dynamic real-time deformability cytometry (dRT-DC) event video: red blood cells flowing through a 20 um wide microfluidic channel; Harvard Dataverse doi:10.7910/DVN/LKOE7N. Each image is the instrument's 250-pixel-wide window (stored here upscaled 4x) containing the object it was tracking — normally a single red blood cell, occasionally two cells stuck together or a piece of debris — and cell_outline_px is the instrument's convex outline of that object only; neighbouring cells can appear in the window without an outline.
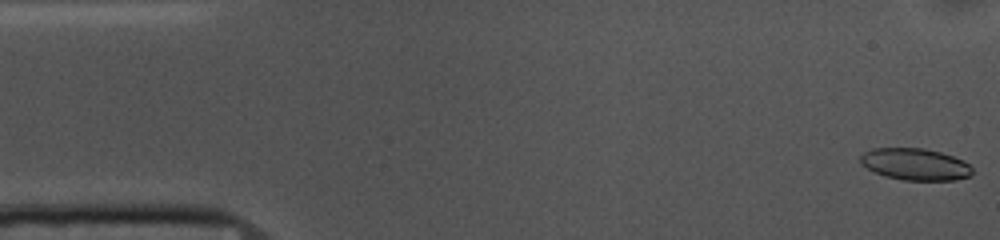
{"species": "common noctule bat (a hibernating species)", "species_latin": "Nyctalus noctula", "temperature_condition": "cold", "stored_images_in_passage": 53, "camera_frame_rate_fps": 3000, "um_per_image_px": 0.085, "animal": {"sex": "female", "body_mass_g": 10.0, "forearm_length_mm": 53.1}, "frame": {"image": 1, "passage_image": 1, "time_ms": 0.0, "image_size_px": [1000, 240], "cell_outline_px": [[972, 176], [956, 180], [904, 180], [884, 176], [868, 168], [860, 160], [860, 156], [864, 152], [872, 148], [924, 148], [940, 152], [964, 160], [972, 168]], "centroid_in_image_um": [77.83, 13.96], "position_along_channel_um": 7.2, "area_um2": 20.69}}
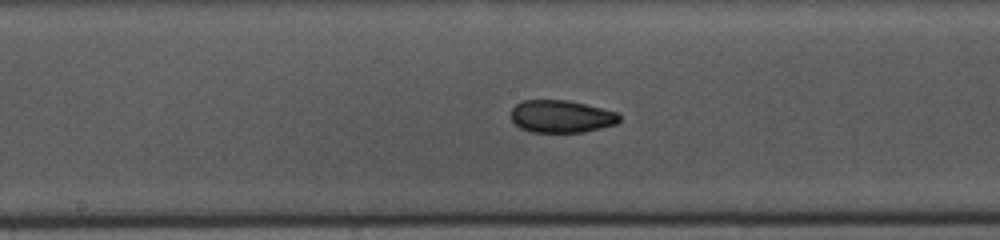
{"frame": {"image": 2, "passage_image": 26, "time_ms": 8.333, "image_size_px": [1000, 240], "cell_outline_px": [[620, 120], [616, 124], [584, 132], [532, 132], [520, 128], [512, 120], [512, 108], [516, 104], [524, 100], [568, 100], [616, 112], [620, 116]], "centroid_in_image_um": [47.7, 9.9], "position_along_channel_um": 200.5, "area_um2": 20.35}}
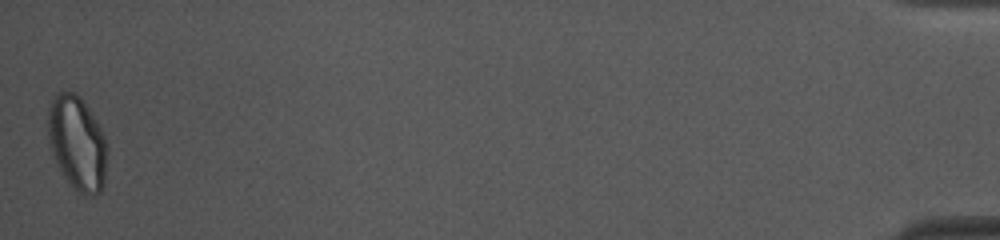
{"frame": {"image": 3, "passage_image": 53, "time_ms": 17.333, "image_size_px": [1000, 240], "cell_outline_px": [[108, 148], [104, 184], [100, 192], [96, 196], [84, 196], [64, 176], [56, 160], [48, 140], [48, 108], [56, 92], [72, 92], [80, 96], [96, 120], [104, 136]], "centroid_in_image_um": [6.58, 12.16], "position_along_channel_um": 428.6, "area_um2": 32.25}, "authors_computed_cell_mechanics": {"area_um2": 21.4438, "velocity_mm_per_s": 3.66, "shape_relaxation_time_tau1_ms": 10.8033, "shape_relaxation_time_tau2_ms": 2.4659, "deformation_change_tau1": 0.1623, "deformation_change_tau2": 0.0637}}